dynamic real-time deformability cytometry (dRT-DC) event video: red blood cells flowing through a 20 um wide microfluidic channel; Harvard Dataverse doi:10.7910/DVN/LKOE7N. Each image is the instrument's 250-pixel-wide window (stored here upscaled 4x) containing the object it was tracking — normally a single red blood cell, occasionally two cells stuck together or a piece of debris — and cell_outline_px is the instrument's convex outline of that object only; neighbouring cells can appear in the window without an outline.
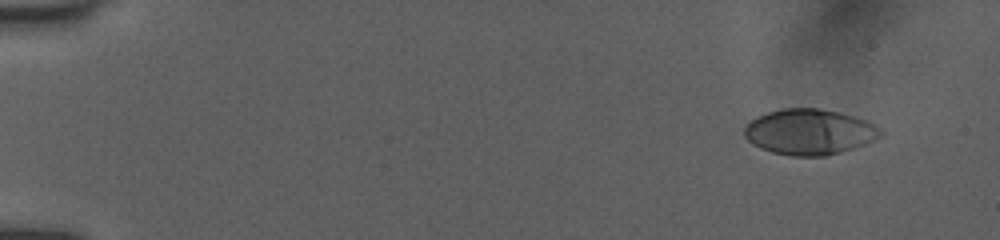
{"species": "human", "species_latin": "Homo sapiens", "temperature_condition": "room temperature", "stored_images_in_passage": 25, "camera_frame_rate_fps": 3000, "um_per_image_px": 0.085, "donor": {"sex": "female"}, "frame": {"image": 1, "passage_image": 2, "time_ms": 1.333, "image_size_px": [1000, 240], "cell_outline_px": [[884, 136], [876, 140], [840, 152], [824, 156], [792, 156], [772, 152], [760, 148], [752, 144], [744, 136], [744, 128], [756, 116], [768, 112], [784, 108], [820, 108], [840, 112], [868, 120], [876, 124], [884, 132]], "centroid_in_image_um": [68.84, 11.2], "position_along_channel_um": 16.2, "area_um2": 36.53}}
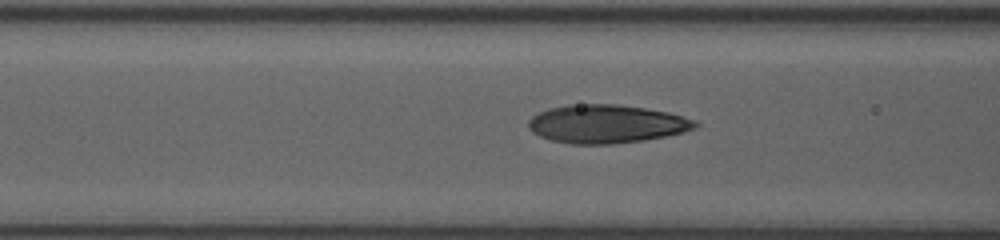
{"frame": {"image": 2, "passage_image": 15, "time_ms": 7.333, "image_size_px": [1000, 240], "cell_outline_px": [[700, 124], [696, 128], [664, 136], [644, 140], [612, 144], [572, 144], [552, 140], [540, 136], [532, 132], [528, 128], [528, 120], [532, 116], [548, 108], [568, 104], [616, 104], [644, 108], [668, 112], [696, 120]], "centroid_in_image_um": [51.53, 10.53], "position_along_channel_um": 115.1, "area_um2": 37.28}}
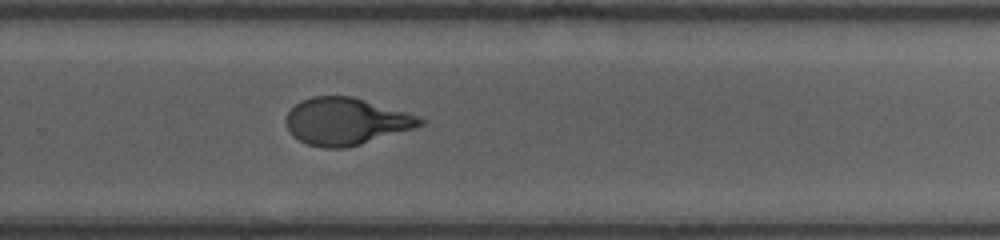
{"frame": {"image": 3, "passage_image": 25, "time_ms": 12.0, "image_size_px": [1000, 240], "cell_outline_px": [[428, 120], [424, 124], [416, 128], [360, 144], [344, 148], [324, 148], [308, 144], [292, 136], [288, 132], [284, 124], [284, 120], [288, 112], [300, 100], [312, 96], [352, 96], [404, 112]], "centroid_in_image_um": [29.36, 10.32], "position_along_channel_um": 300.4, "area_um2": 36.76}}